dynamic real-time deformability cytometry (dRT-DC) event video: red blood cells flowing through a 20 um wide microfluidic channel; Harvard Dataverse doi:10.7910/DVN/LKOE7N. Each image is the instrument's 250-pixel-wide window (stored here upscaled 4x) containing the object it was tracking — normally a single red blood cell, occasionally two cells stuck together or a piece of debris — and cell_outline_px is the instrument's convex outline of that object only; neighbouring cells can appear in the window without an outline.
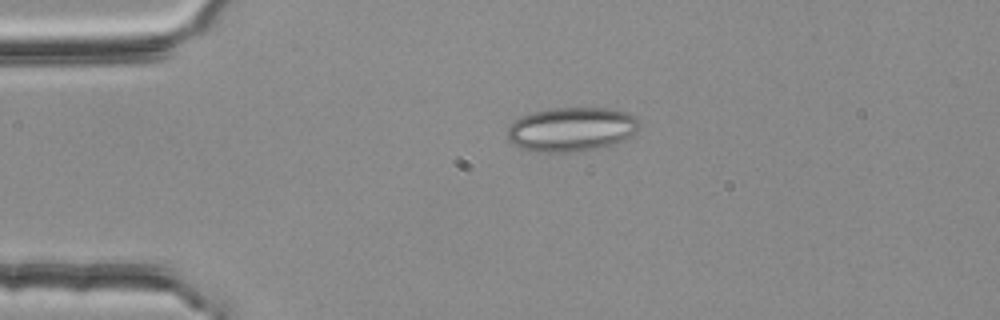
{"species": "common noctule bat (a hibernating species)", "species_latin": "Nyctalus noctula", "temperature_condition": "room temperature", "stored_images_in_passage": 43, "camera_frame_rate_fps": 3000, "um_per_image_px": 0.085, "animal": {"sex": "female", "body_mass_g": 25.1}, "frame": {"image": 1, "passage_image": 1, "time_ms": 0.0, "image_size_px": [1000, 320], "cell_outline_px": [[640, 124], [624, 140], [616, 144], [596, 148], [572, 152], [536, 152], [520, 148], [508, 140], [508, 128], [520, 116], [532, 112], [548, 108], [612, 108], [628, 112], [636, 116], [640, 120]], "centroid_in_image_um": [48.58, 10.98], "position_along_channel_um": 36.4, "area_um2": 34.1}}
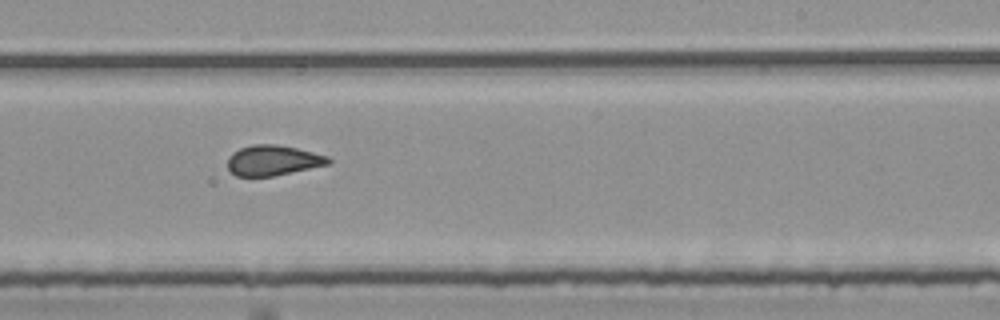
{"frame": {"image": 2, "passage_image": 22, "time_ms": 7.0, "image_size_px": [1000, 320], "cell_outline_px": [[332, 160], [328, 164], [272, 176], [236, 176], [228, 168], [228, 156], [232, 152], [240, 148], [252, 144], [276, 144], [296, 148], [328, 156]], "centroid_in_image_um": [23.17, 13.62], "position_along_channel_um": 265.8, "area_um2": 17.63}}
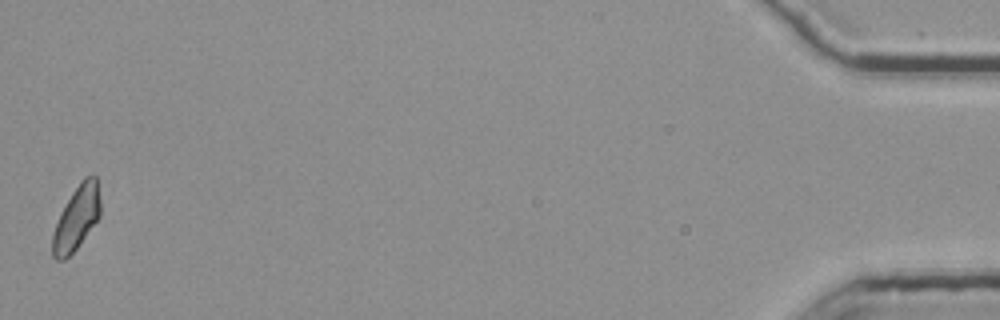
{"frame": {"image": 3, "passage_image": 43, "time_ms": 14.0, "image_size_px": [1000, 320], "cell_outline_px": [[100, 216], [76, 248], [64, 260], [56, 260], [52, 256], [52, 236], [60, 212], [72, 192], [80, 180], [84, 176], [96, 176], [100, 200]], "centroid_in_image_um": [6.49, 18.52], "position_along_channel_um": 428.7, "area_um2": 17.69}, "authors_computed_cell_mechanics": {"area_um2": 18.0914, "velocity_mm_per_s": 3.7762, "shape_relaxation_time_tau1_ms": null, "shape_relaxation_time_tau2_ms": 1.5262, "deformation_change_tau1": null, "deformation_change_tau2": 0.0906}}